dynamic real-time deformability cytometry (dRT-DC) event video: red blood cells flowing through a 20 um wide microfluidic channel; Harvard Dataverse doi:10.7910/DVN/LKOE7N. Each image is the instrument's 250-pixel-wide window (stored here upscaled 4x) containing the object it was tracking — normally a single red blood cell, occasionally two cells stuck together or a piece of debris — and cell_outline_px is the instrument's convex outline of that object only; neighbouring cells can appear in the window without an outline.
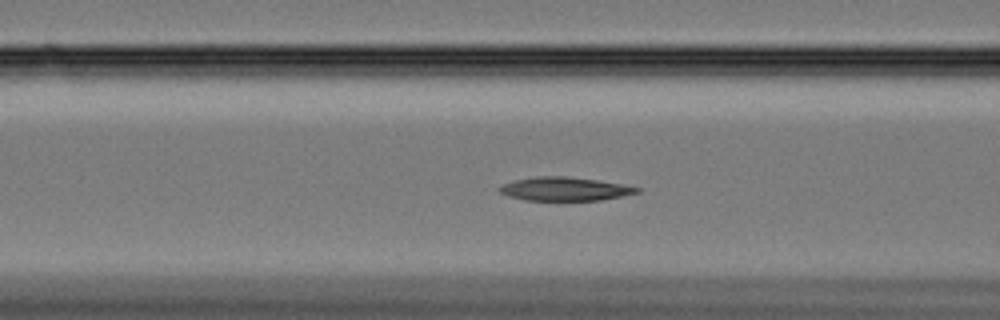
{"species": "Egyptian fruit bat (a non-hibernating species)", "species_latin": "Rousettus aegyptiacus", "temperature_condition": "cold", "stored_images_in_passage": 44, "segment_of_instrument_passage": [1, 2], "camera_frame_rate_fps": 3000, "um_per_image_px": 0.085, "animal": {"sex": "female"}, "frame": {"image": 1, "passage_image": 7, "time_ms": 2.0, "image_size_px": [1000, 320], "cell_outline_px": [[640, 192], [600, 200], [524, 200], [508, 196], [500, 192], [496, 188], [504, 184], [516, 180], [536, 176], [564, 176], [596, 180], [620, 184], [640, 188]], "centroid_in_image_um": [47.96, 16.06], "position_along_channel_um": 118.6, "area_um2": 18.61}}
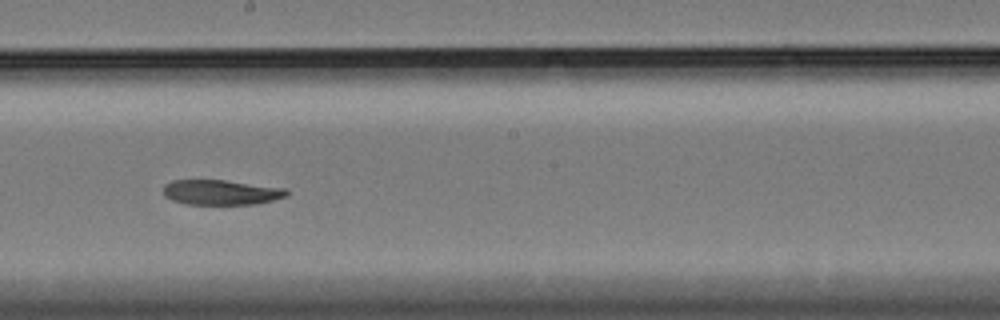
{"frame": {"image": 2, "passage_image": 17, "time_ms": 5.333, "image_size_px": [1000, 320], "cell_outline_px": [[288, 196], [256, 204], [184, 204], [172, 200], [164, 196], [164, 184], [172, 180], [224, 180], [288, 188]], "centroid_in_image_um": [18.8, 16.34], "position_along_channel_um": 229.4, "area_um2": 18.09}}
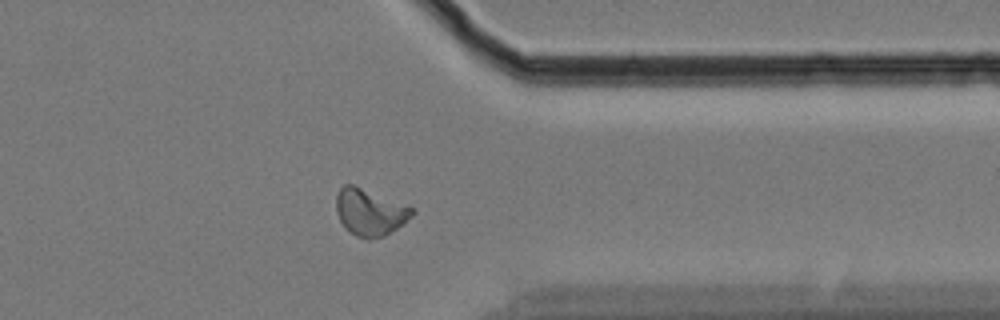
{"frame": {"image": 3, "passage_image": 31, "time_ms": 10.0, "image_size_px": [1000, 320], "cell_outline_px": [[416, 212], [412, 216], [396, 228], [384, 236], [368, 240], [364, 240], [348, 232], [340, 220], [336, 212], [336, 196], [340, 188], [344, 184], [352, 184], [412, 208]], "centroid_in_image_um": [31.39, 18.06], "position_along_channel_um": 380.0, "area_um2": 20.4}}